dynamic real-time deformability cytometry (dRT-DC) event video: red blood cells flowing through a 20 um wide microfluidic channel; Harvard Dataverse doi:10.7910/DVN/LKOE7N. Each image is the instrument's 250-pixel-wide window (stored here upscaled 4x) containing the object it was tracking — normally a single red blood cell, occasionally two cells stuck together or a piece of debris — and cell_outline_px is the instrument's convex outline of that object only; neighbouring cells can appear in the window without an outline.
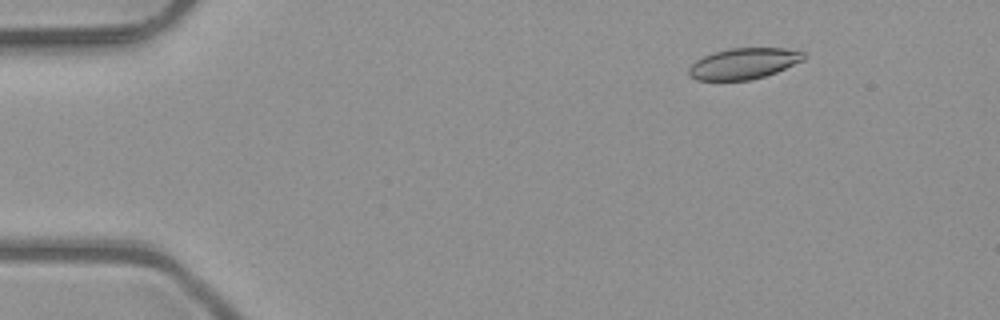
{"species": "common noctule bat (a hibernating species)", "species_latin": "Nyctalus noctula", "temperature_condition": "room temperature", "stored_images_in_passage": 4, "camera_frame_rate_fps": 3000, "um_per_image_px": 0.085, "animal": {"sex": "male", "body_mass_g": 23.1, "forearm_length_mm": 52.7}, "frame": {"image": 1, "passage_image": 1, "time_ms": 0.0, "image_size_px": [1000, 320], "cell_outline_px": [[804, 60], [776, 72], [752, 80], [696, 80], [688, 76], [688, 68], [696, 60], [712, 52], [728, 48], [784, 48], [804, 52]], "centroid_in_image_um": [63.18, 5.4], "position_along_channel_um": 21.8, "area_um2": 20.81}}
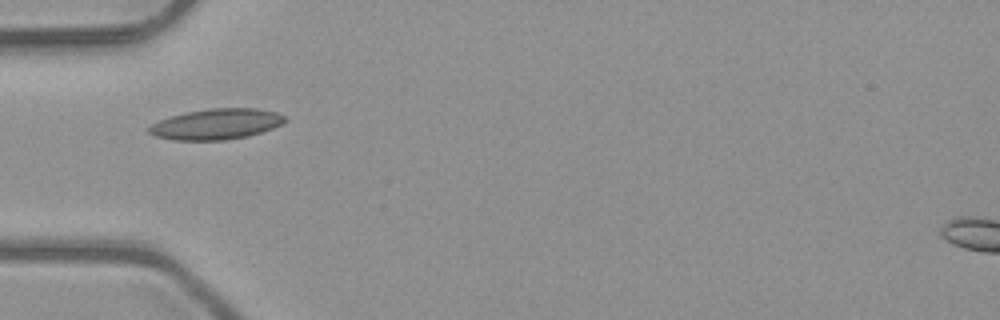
{"frame": {"image": 2, "passage_image": 4, "time_ms": 1.0, "image_size_px": [1000, 320], "cell_outline_px": [[288, 120], [272, 128], [248, 136], [224, 140], [172, 140], [156, 136], [148, 132], [148, 128], [152, 124], [160, 120], [172, 116], [188, 112], [208, 108], [256, 108], [276, 112], [288, 116]], "centroid_in_image_um": [18.42, 10.54], "position_along_channel_um": 66.6, "area_um2": 24.22}}